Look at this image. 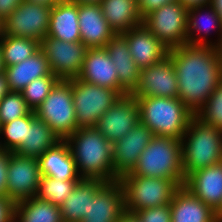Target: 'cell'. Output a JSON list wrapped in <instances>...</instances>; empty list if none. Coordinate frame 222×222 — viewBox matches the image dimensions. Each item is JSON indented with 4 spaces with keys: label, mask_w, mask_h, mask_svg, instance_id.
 Returning <instances> with one entry per match:
<instances>
[{
    "label": "cell",
    "mask_w": 222,
    "mask_h": 222,
    "mask_svg": "<svg viewBox=\"0 0 222 222\" xmlns=\"http://www.w3.org/2000/svg\"><path fill=\"white\" fill-rule=\"evenodd\" d=\"M130 173L138 176L171 179L183 186L185 176L181 140L154 136Z\"/></svg>",
    "instance_id": "277c9868"
},
{
    "label": "cell",
    "mask_w": 222,
    "mask_h": 222,
    "mask_svg": "<svg viewBox=\"0 0 222 222\" xmlns=\"http://www.w3.org/2000/svg\"><path fill=\"white\" fill-rule=\"evenodd\" d=\"M31 111L21 92L10 91L0 101V125L26 116Z\"/></svg>",
    "instance_id": "d590c367"
},
{
    "label": "cell",
    "mask_w": 222,
    "mask_h": 222,
    "mask_svg": "<svg viewBox=\"0 0 222 222\" xmlns=\"http://www.w3.org/2000/svg\"><path fill=\"white\" fill-rule=\"evenodd\" d=\"M139 222H171L170 204L143 209L133 213Z\"/></svg>",
    "instance_id": "8d00e7d4"
},
{
    "label": "cell",
    "mask_w": 222,
    "mask_h": 222,
    "mask_svg": "<svg viewBox=\"0 0 222 222\" xmlns=\"http://www.w3.org/2000/svg\"><path fill=\"white\" fill-rule=\"evenodd\" d=\"M4 73L6 74L10 91L20 92L34 79L48 76L52 72L46 56L40 48L34 55L26 60L5 67Z\"/></svg>",
    "instance_id": "4316f807"
},
{
    "label": "cell",
    "mask_w": 222,
    "mask_h": 222,
    "mask_svg": "<svg viewBox=\"0 0 222 222\" xmlns=\"http://www.w3.org/2000/svg\"><path fill=\"white\" fill-rule=\"evenodd\" d=\"M16 204L7 196H0V222H14Z\"/></svg>",
    "instance_id": "74e56055"
},
{
    "label": "cell",
    "mask_w": 222,
    "mask_h": 222,
    "mask_svg": "<svg viewBox=\"0 0 222 222\" xmlns=\"http://www.w3.org/2000/svg\"><path fill=\"white\" fill-rule=\"evenodd\" d=\"M80 180H61L42 176L36 197L60 207Z\"/></svg>",
    "instance_id": "1f68e13d"
},
{
    "label": "cell",
    "mask_w": 222,
    "mask_h": 222,
    "mask_svg": "<svg viewBox=\"0 0 222 222\" xmlns=\"http://www.w3.org/2000/svg\"><path fill=\"white\" fill-rule=\"evenodd\" d=\"M5 69L4 61H3V54H2V49L0 46V72H3Z\"/></svg>",
    "instance_id": "681fc988"
},
{
    "label": "cell",
    "mask_w": 222,
    "mask_h": 222,
    "mask_svg": "<svg viewBox=\"0 0 222 222\" xmlns=\"http://www.w3.org/2000/svg\"><path fill=\"white\" fill-rule=\"evenodd\" d=\"M211 4L213 5L214 9L217 11L219 17L222 20V0H211Z\"/></svg>",
    "instance_id": "bcb514c9"
},
{
    "label": "cell",
    "mask_w": 222,
    "mask_h": 222,
    "mask_svg": "<svg viewBox=\"0 0 222 222\" xmlns=\"http://www.w3.org/2000/svg\"><path fill=\"white\" fill-rule=\"evenodd\" d=\"M52 7L23 0L3 20V34L32 39L41 44L47 36Z\"/></svg>",
    "instance_id": "30bf717a"
},
{
    "label": "cell",
    "mask_w": 222,
    "mask_h": 222,
    "mask_svg": "<svg viewBox=\"0 0 222 222\" xmlns=\"http://www.w3.org/2000/svg\"><path fill=\"white\" fill-rule=\"evenodd\" d=\"M67 80L72 86L73 105L79 128L95 127L121 96L116 90L88 83L77 77Z\"/></svg>",
    "instance_id": "52a82bcc"
},
{
    "label": "cell",
    "mask_w": 222,
    "mask_h": 222,
    "mask_svg": "<svg viewBox=\"0 0 222 222\" xmlns=\"http://www.w3.org/2000/svg\"><path fill=\"white\" fill-rule=\"evenodd\" d=\"M117 222H139L134 214L125 212Z\"/></svg>",
    "instance_id": "ee69618b"
},
{
    "label": "cell",
    "mask_w": 222,
    "mask_h": 222,
    "mask_svg": "<svg viewBox=\"0 0 222 222\" xmlns=\"http://www.w3.org/2000/svg\"><path fill=\"white\" fill-rule=\"evenodd\" d=\"M14 222H63L60 208L38 197L16 203Z\"/></svg>",
    "instance_id": "f546056e"
},
{
    "label": "cell",
    "mask_w": 222,
    "mask_h": 222,
    "mask_svg": "<svg viewBox=\"0 0 222 222\" xmlns=\"http://www.w3.org/2000/svg\"><path fill=\"white\" fill-rule=\"evenodd\" d=\"M23 0H0V19L8 17Z\"/></svg>",
    "instance_id": "60d3db41"
},
{
    "label": "cell",
    "mask_w": 222,
    "mask_h": 222,
    "mask_svg": "<svg viewBox=\"0 0 222 222\" xmlns=\"http://www.w3.org/2000/svg\"><path fill=\"white\" fill-rule=\"evenodd\" d=\"M130 94L178 98V79L172 59L167 56L163 61L140 69L139 81Z\"/></svg>",
    "instance_id": "5bb4252c"
},
{
    "label": "cell",
    "mask_w": 222,
    "mask_h": 222,
    "mask_svg": "<svg viewBox=\"0 0 222 222\" xmlns=\"http://www.w3.org/2000/svg\"><path fill=\"white\" fill-rule=\"evenodd\" d=\"M31 3H35L38 5H46L49 7H53L60 0H25Z\"/></svg>",
    "instance_id": "f6af8a7d"
},
{
    "label": "cell",
    "mask_w": 222,
    "mask_h": 222,
    "mask_svg": "<svg viewBox=\"0 0 222 222\" xmlns=\"http://www.w3.org/2000/svg\"><path fill=\"white\" fill-rule=\"evenodd\" d=\"M40 48L52 74L62 80L78 77L88 50L82 42H65L53 37L43 38Z\"/></svg>",
    "instance_id": "7c38bea8"
},
{
    "label": "cell",
    "mask_w": 222,
    "mask_h": 222,
    "mask_svg": "<svg viewBox=\"0 0 222 222\" xmlns=\"http://www.w3.org/2000/svg\"><path fill=\"white\" fill-rule=\"evenodd\" d=\"M139 105L140 122L154 136L182 140L195 116L179 98L134 96Z\"/></svg>",
    "instance_id": "3957f363"
},
{
    "label": "cell",
    "mask_w": 222,
    "mask_h": 222,
    "mask_svg": "<svg viewBox=\"0 0 222 222\" xmlns=\"http://www.w3.org/2000/svg\"><path fill=\"white\" fill-rule=\"evenodd\" d=\"M78 4H100L102 0H71Z\"/></svg>",
    "instance_id": "7dc6e473"
},
{
    "label": "cell",
    "mask_w": 222,
    "mask_h": 222,
    "mask_svg": "<svg viewBox=\"0 0 222 222\" xmlns=\"http://www.w3.org/2000/svg\"><path fill=\"white\" fill-rule=\"evenodd\" d=\"M24 140H26V116L1 125L0 149L15 152Z\"/></svg>",
    "instance_id": "836d02e7"
},
{
    "label": "cell",
    "mask_w": 222,
    "mask_h": 222,
    "mask_svg": "<svg viewBox=\"0 0 222 222\" xmlns=\"http://www.w3.org/2000/svg\"><path fill=\"white\" fill-rule=\"evenodd\" d=\"M105 183L99 179H81L60 205L63 222H81L88 213L89 198Z\"/></svg>",
    "instance_id": "f1b7e54d"
},
{
    "label": "cell",
    "mask_w": 222,
    "mask_h": 222,
    "mask_svg": "<svg viewBox=\"0 0 222 222\" xmlns=\"http://www.w3.org/2000/svg\"><path fill=\"white\" fill-rule=\"evenodd\" d=\"M8 151L0 149V196H6Z\"/></svg>",
    "instance_id": "f35d334b"
},
{
    "label": "cell",
    "mask_w": 222,
    "mask_h": 222,
    "mask_svg": "<svg viewBox=\"0 0 222 222\" xmlns=\"http://www.w3.org/2000/svg\"><path fill=\"white\" fill-rule=\"evenodd\" d=\"M100 6L104 18L116 34L143 24L137 0H102Z\"/></svg>",
    "instance_id": "83f0119b"
},
{
    "label": "cell",
    "mask_w": 222,
    "mask_h": 222,
    "mask_svg": "<svg viewBox=\"0 0 222 222\" xmlns=\"http://www.w3.org/2000/svg\"><path fill=\"white\" fill-rule=\"evenodd\" d=\"M124 213V190L120 180L107 181L89 198L88 213L81 222H117Z\"/></svg>",
    "instance_id": "e0dca14e"
},
{
    "label": "cell",
    "mask_w": 222,
    "mask_h": 222,
    "mask_svg": "<svg viewBox=\"0 0 222 222\" xmlns=\"http://www.w3.org/2000/svg\"><path fill=\"white\" fill-rule=\"evenodd\" d=\"M59 80L56 75L51 73L48 76H43L30 82L20 91L27 106L32 111H36Z\"/></svg>",
    "instance_id": "d6a6232c"
},
{
    "label": "cell",
    "mask_w": 222,
    "mask_h": 222,
    "mask_svg": "<svg viewBox=\"0 0 222 222\" xmlns=\"http://www.w3.org/2000/svg\"><path fill=\"white\" fill-rule=\"evenodd\" d=\"M168 56L178 79V98L196 114L222 81L217 47L184 44L170 48Z\"/></svg>",
    "instance_id": "6da1fadb"
},
{
    "label": "cell",
    "mask_w": 222,
    "mask_h": 222,
    "mask_svg": "<svg viewBox=\"0 0 222 222\" xmlns=\"http://www.w3.org/2000/svg\"><path fill=\"white\" fill-rule=\"evenodd\" d=\"M41 178L38 158L8 152L6 196L15 204L36 197Z\"/></svg>",
    "instance_id": "8fae6325"
},
{
    "label": "cell",
    "mask_w": 222,
    "mask_h": 222,
    "mask_svg": "<svg viewBox=\"0 0 222 222\" xmlns=\"http://www.w3.org/2000/svg\"><path fill=\"white\" fill-rule=\"evenodd\" d=\"M10 92L6 74L3 72H0V101L3 99V97Z\"/></svg>",
    "instance_id": "b9f144b4"
},
{
    "label": "cell",
    "mask_w": 222,
    "mask_h": 222,
    "mask_svg": "<svg viewBox=\"0 0 222 222\" xmlns=\"http://www.w3.org/2000/svg\"><path fill=\"white\" fill-rule=\"evenodd\" d=\"M81 42L87 48L105 47L116 35L104 18L100 4H78Z\"/></svg>",
    "instance_id": "ffe728a7"
},
{
    "label": "cell",
    "mask_w": 222,
    "mask_h": 222,
    "mask_svg": "<svg viewBox=\"0 0 222 222\" xmlns=\"http://www.w3.org/2000/svg\"><path fill=\"white\" fill-rule=\"evenodd\" d=\"M153 137V132L139 122L122 139L112 144L114 175L118 179L134 168Z\"/></svg>",
    "instance_id": "2e32d148"
},
{
    "label": "cell",
    "mask_w": 222,
    "mask_h": 222,
    "mask_svg": "<svg viewBox=\"0 0 222 222\" xmlns=\"http://www.w3.org/2000/svg\"><path fill=\"white\" fill-rule=\"evenodd\" d=\"M65 141L82 179L115 181L112 143L95 127H80Z\"/></svg>",
    "instance_id": "7a4b0ae2"
},
{
    "label": "cell",
    "mask_w": 222,
    "mask_h": 222,
    "mask_svg": "<svg viewBox=\"0 0 222 222\" xmlns=\"http://www.w3.org/2000/svg\"><path fill=\"white\" fill-rule=\"evenodd\" d=\"M216 219H217V222H222V204L216 211Z\"/></svg>",
    "instance_id": "c3c4849f"
},
{
    "label": "cell",
    "mask_w": 222,
    "mask_h": 222,
    "mask_svg": "<svg viewBox=\"0 0 222 222\" xmlns=\"http://www.w3.org/2000/svg\"><path fill=\"white\" fill-rule=\"evenodd\" d=\"M137 1L140 13L144 18L147 14H149L153 10L158 9L162 5L175 2L177 0H137Z\"/></svg>",
    "instance_id": "ab89813d"
},
{
    "label": "cell",
    "mask_w": 222,
    "mask_h": 222,
    "mask_svg": "<svg viewBox=\"0 0 222 222\" xmlns=\"http://www.w3.org/2000/svg\"><path fill=\"white\" fill-rule=\"evenodd\" d=\"M177 1L183 4L187 9L211 3V0H177Z\"/></svg>",
    "instance_id": "7bdbcfd3"
},
{
    "label": "cell",
    "mask_w": 222,
    "mask_h": 222,
    "mask_svg": "<svg viewBox=\"0 0 222 222\" xmlns=\"http://www.w3.org/2000/svg\"><path fill=\"white\" fill-rule=\"evenodd\" d=\"M217 51H218V55H219V59H220V68H221V76H222V48L217 47Z\"/></svg>",
    "instance_id": "f907efd6"
},
{
    "label": "cell",
    "mask_w": 222,
    "mask_h": 222,
    "mask_svg": "<svg viewBox=\"0 0 222 222\" xmlns=\"http://www.w3.org/2000/svg\"><path fill=\"white\" fill-rule=\"evenodd\" d=\"M5 67L20 63L40 49V43L27 38L3 34L0 39Z\"/></svg>",
    "instance_id": "4dcf8cb0"
},
{
    "label": "cell",
    "mask_w": 222,
    "mask_h": 222,
    "mask_svg": "<svg viewBox=\"0 0 222 222\" xmlns=\"http://www.w3.org/2000/svg\"><path fill=\"white\" fill-rule=\"evenodd\" d=\"M221 43L222 20L213 5L188 9L187 44L220 47Z\"/></svg>",
    "instance_id": "9a60e30c"
},
{
    "label": "cell",
    "mask_w": 222,
    "mask_h": 222,
    "mask_svg": "<svg viewBox=\"0 0 222 222\" xmlns=\"http://www.w3.org/2000/svg\"><path fill=\"white\" fill-rule=\"evenodd\" d=\"M60 141L61 138L36 116L35 111H31L26 115V140L15 152L21 156L39 158Z\"/></svg>",
    "instance_id": "cb8c5ba5"
},
{
    "label": "cell",
    "mask_w": 222,
    "mask_h": 222,
    "mask_svg": "<svg viewBox=\"0 0 222 222\" xmlns=\"http://www.w3.org/2000/svg\"><path fill=\"white\" fill-rule=\"evenodd\" d=\"M127 41L136 65L142 69L163 61L169 54L167 47L144 24L121 34Z\"/></svg>",
    "instance_id": "d6986e66"
},
{
    "label": "cell",
    "mask_w": 222,
    "mask_h": 222,
    "mask_svg": "<svg viewBox=\"0 0 222 222\" xmlns=\"http://www.w3.org/2000/svg\"><path fill=\"white\" fill-rule=\"evenodd\" d=\"M124 190L125 212L133 214L143 209L170 204L180 185L171 179L133 175L119 178Z\"/></svg>",
    "instance_id": "8992f818"
},
{
    "label": "cell",
    "mask_w": 222,
    "mask_h": 222,
    "mask_svg": "<svg viewBox=\"0 0 222 222\" xmlns=\"http://www.w3.org/2000/svg\"><path fill=\"white\" fill-rule=\"evenodd\" d=\"M140 122L139 105L131 94L122 95L105 112L95 128L112 144L122 139Z\"/></svg>",
    "instance_id": "4fadbf2b"
},
{
    "label": "cell",
    "mask_w": 222,
    "mask_h": 222,
    "mask_svg": "<svg viewBox=\"0 0 222 222\" xmlns=\"http://www.w3.org/2000/svg\"><path fill=\"white\" fill-rule=\"evenodd\" d=\"M42 176L61 180L82 179L77 172L76 164L65 140L47 149L39 158Z\"/></svg>",
    "instance_id": "d4e9b609"
},
{
    "label": "cell",
    "mask_w": 222,
    "mask_h": 222,
    "mask_svg": "<svg viewBox=\"0 0 222 222\" xmlns=\"http://www.w3.org/2000/svg\"><path fill=\"white\" fill-rule=\"evenodd\" d=\"M170 208L171 222H217L216 211L184 185L175 191Z\"/></svg>",
    "instance_id": "7402d4cb"
},
{
    "label": "cell",
    "mask_w": 222,
    "mask_h": 222,
    "mask_svg": "<svg viewBox=\"0 0 222 222\" xmlns=\"http://www.w3.org/2000/svg\"><path fill=\"white\" fill-rule=\"evenodd\" d=\"M61 140H65L79 127L73 105L72 86L68 80L60 79L35 111Z\"/></svg>",
    "instance_id": "ba28073f"
},
{
    "label": "cell",
    "mask_w": 222,
    "mask_h": 222,
    "mask_svg": "<svg viewBox=\"0 0 222 222\" xmlns=\"http://www.w3.org/2000/svg\"><path fill=\"white\" fill-rule=\"evenodd\" d=\"M203 123L222 131V81L195 114Z\"/></svg>",
    "instance_id": "e575fe53"
},
{
    "label": "cell",
    "mask_w": 222,
    "mask_h": 222,
    "mask_svg": "<svg viewBox=\"0 0 222 222\" xmlns=\"http://www.w3.org/2000/svg\"><path fill=\"white\" fill-rule=\"evenodd\" d=\"M184 186L217 211L222 204V162L191 173Z\"/></svg>",
    "instance_id": "44dd1931"
},
{
    "label": "cell",
    "mask_w": 222,
    "mask_h": 222,
    "mask_svg": "<svg viewBox=\"0 0 222 222\" xmlns=\"http://www.w3.org/2000/svg\"><path fill=\"white\" fill-rule=\"evenodd\" d=\"M105 48L117 70L119 84L130 94L139 81L140 68L131 56L126 39L116 34Z\"/></svg>",
    "instance_id": "484cf974"
},
{
    "label": "cell",
    "mask_w": 222,
    "mask_h": 222,
    "mask_svg": "<svg viewBox=\"0 0 222 222\" xmlns=\"http://www.w3.org/2000/svg\"><path fill=\"white\" fill-rule=\"evenodd\" d=\"M183 173L193 172L222 162V131L193 117L182 137Z\"/></svg>",
    "instance_id": "5b68a950"
},
{
    "label": "cell",
    "mask_w": 222,
    "mask_h": 222,
    "mask_svg": "<svg viewBox=\"0 0 222 222\" xmlns=\"http://www.w3.org/2000/svg\"><path fill=\"white\" fill-rule=\"evenodd\" d=\"M77 78L116 90L121 96L129 94L119 84L117 70L105 47L88 48L82 69Z\"/></svg>",
    "instance_id": "ac0fdd59"
},
{
    "label": "cell",
    "mask_w": 222,
    "mask_h": 222,
    "mask_svg": "<svg viewBox=\"0 0 222 222\" xmlns=\"http://www.w3.org/2000/svg\"><path fill=\"white\" fill-rule=\"evenodd\" d=\"M3 36V21L0 19V39Z\"/></svg>",
    "instance_id": "816d5d0a"
},
{
    "label": "cell",
    "mask_w": 222,
    "mask_h": 222,
    "mask_svg": "<svg viewBox=\"0 0 222 222\" xmlns=\"http://www.w3.org/2000/svg\"><path fill=\"white\" fill-rule=\"evenodd\" d=\"M188 9L179 1L164 4L143 18L145 27L167 47L187 44Z\"/></svg>",
    "instance_id": "9c48e42d"
},
{
    "label": "cell",
    "mask_w": 222,
    "mask_h": 222,
    "mask_svg": "<svg viewBox=\"0 0 222 222\" xmlns=\"http://www.w3.org/2000/svg\"><path fill=\"white\" fill-rule=\"evenodd\" d=\"M78 23V3L71 0H60L51 9L46 37L65 42H81Z\"/></svg>",
    "instance_id": "603a6c76"
}]
</instances>
